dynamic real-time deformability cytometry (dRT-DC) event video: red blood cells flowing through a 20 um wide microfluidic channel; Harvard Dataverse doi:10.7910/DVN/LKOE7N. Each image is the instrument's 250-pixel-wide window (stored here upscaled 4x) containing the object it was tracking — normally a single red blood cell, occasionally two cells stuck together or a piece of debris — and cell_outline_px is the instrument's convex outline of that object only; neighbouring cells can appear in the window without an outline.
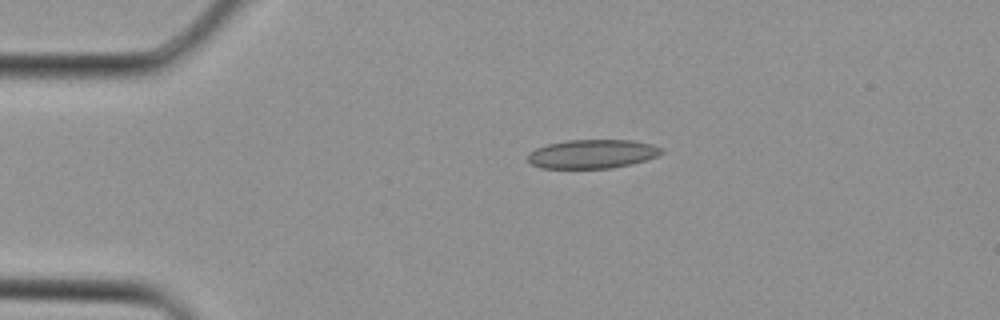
{"species": "Egyptian fruit bat (a non-hibernating species)", "species_latin": "Rousettus aegyptiacus", "temperature_condition": "cold", "stored_images_in_passage": 3, "camera_frame_rate_fps": 3000, "um_per_image_px": 0.085, "animal": {"sex": "female"}, "frame": {"image": 1, "passage_image": 3, "time_ms": 0.667, "image_size_px": [1000, 320], "cell_outline_px": [[664, 152], [656, 156], [632, 164], [612, 168], [540, 168], [532, 164], [528, 160], [528, 156], [536, 148], [548, 144], [568, 140], [632, 140], [652, 144], [664, 148]], "centroid_in_image_um": [50.38, 13.08], "position_along_channel_um": 34.6, "area_um2": 22.43}}